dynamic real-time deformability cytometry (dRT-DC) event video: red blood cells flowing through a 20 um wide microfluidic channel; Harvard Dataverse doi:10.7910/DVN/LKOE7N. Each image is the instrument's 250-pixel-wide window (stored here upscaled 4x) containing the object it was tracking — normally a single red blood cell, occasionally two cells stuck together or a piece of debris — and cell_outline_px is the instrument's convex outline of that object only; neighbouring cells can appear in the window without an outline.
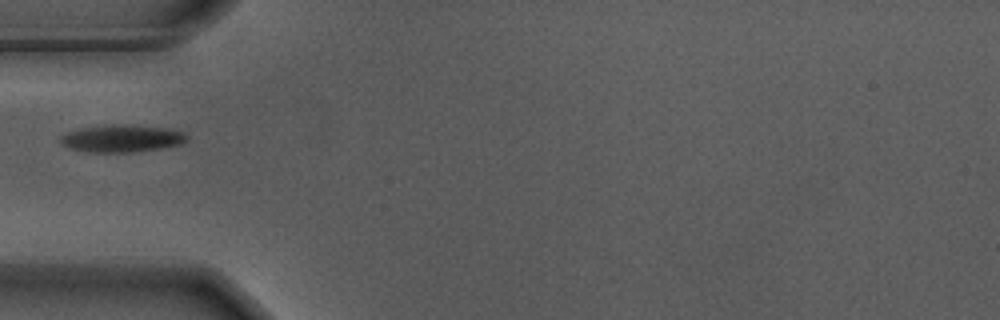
{"species": "Egyptian fruit bat (a non-hibernating species)", "species_latin": "Rousettus aegyptiacus", "temperature_condition": "warm", "stored_images_in_passage": 22, "camera_frame_rate_fps": 3000, "um_per_image_px": 0.085, "animal": {"sex": "male"}, "frame": {"image": 1, "passage_image": 1, "time_ms": 0.0, "image_size_px": [1000, 320], "cell_outline_px": [[188, 140], [180, 144], [160, 148], [132, 152], [92, 152], [68, 148], [60, 144], [60, 136], [68, 132], [84, 128], [164, 128], [184, 132], [188, 136]], "centroid_in_image_um": [10.35, 11.84], "position_along_channel_um": 74.7, "area_um2": 18.61}}
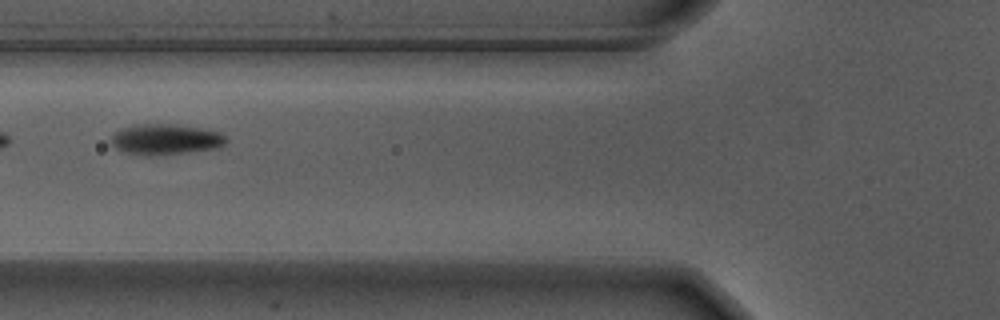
{"frame": {"image": 2, "passage_image": 4, "time_ms": 1.0, "image_size_px": [1000, 320], "cell_outline_px": [[228, 144], [220, 148], [188, 152], [152, 156], [144, 156], [124, 152], [116, 148], [112, 144], [112, 136], [120, 128], [132, 124], [180, 124], [220, 132], [228, 140]], "centroid_in_image_um": [14.1, 11.84], "position_along_channel_um": 111.7, "area_um2": 20.92}}
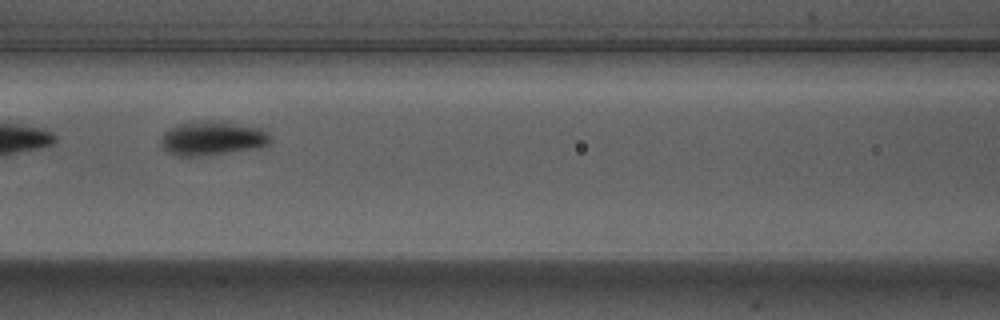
{"frame": {"image": 3, "passage_image": 7, "time_ms": 2.0, "image_size_px": [1000, 320], "cell_outline_px": [[272, 140], [268, 144], [256, 148], [196, 156], [180, 156], [168, 152], [164, 148], [160, 140], [164, 132], [176, 124], [200, 120], [220, 120], [260, 128], [272, 136]], "centroid_in_image_um": [18.04, 11.72], "position_along_channel_um": 148.6, "area_um2": 21.73}}